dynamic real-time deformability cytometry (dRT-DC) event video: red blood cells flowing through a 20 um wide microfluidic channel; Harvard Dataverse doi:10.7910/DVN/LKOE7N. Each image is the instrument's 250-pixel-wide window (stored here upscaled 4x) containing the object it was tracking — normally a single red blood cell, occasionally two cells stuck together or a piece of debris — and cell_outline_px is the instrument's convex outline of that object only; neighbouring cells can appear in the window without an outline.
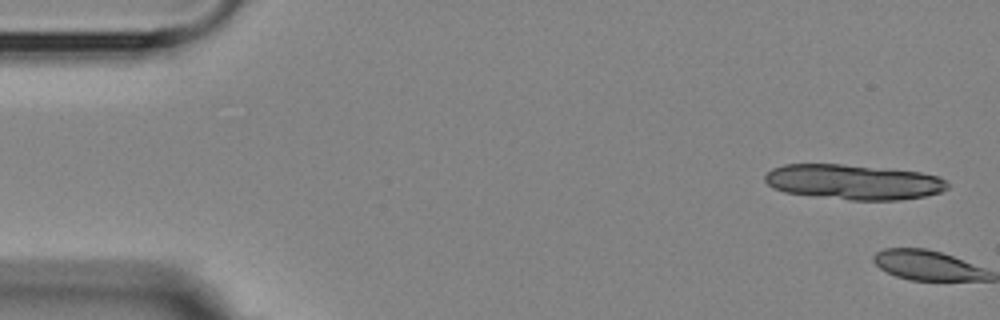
{"species": "Egyptian fruit bat (a non-hibernating species)", "species_latin": "Rousettus aegyptiacus", "temperature_condition": "room temperature", "stored_images_in_passage": 4, "segment_of_instrument_passage": [2, 2], "camera_frame_rate_fps": 3000, "um_per_image_px": 0.085, "animal": {"sex": "female"}, "frame": {"image": 1, "passage_image": 4, "time_ms": 3.667, "image_size_px": [1000, 320], "cell_outline_px": [[948, 188], [940, 192], [924, 196], [900, 200], [852, 200], [816, 196], [784, 192], [772, 188], [764, 180], [764, 176], [772, 168], [784, 164], [844, 164], [920, 172], [940, 176], [948, 184]], "centroid_in_image_um": [72.53, 15.46], "position_along_channel_um": 12.5, "area_um2": 37.34}}